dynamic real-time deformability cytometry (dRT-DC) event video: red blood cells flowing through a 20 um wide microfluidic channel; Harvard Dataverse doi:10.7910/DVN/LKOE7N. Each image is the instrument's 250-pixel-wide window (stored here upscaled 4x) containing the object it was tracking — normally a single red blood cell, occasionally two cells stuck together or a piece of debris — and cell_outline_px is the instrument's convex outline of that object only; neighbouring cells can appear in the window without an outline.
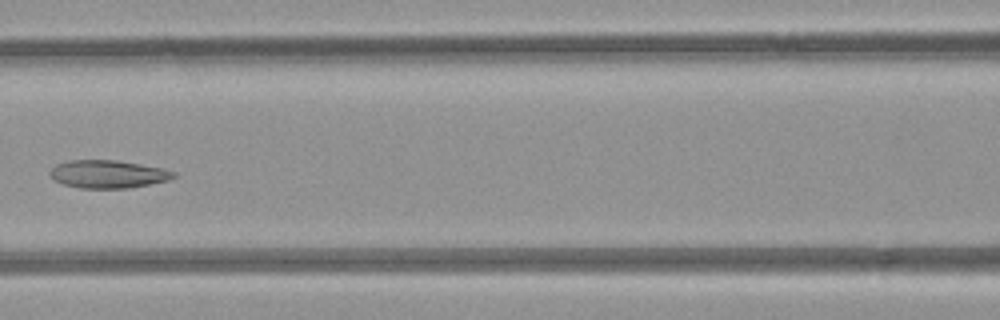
{"species": "common noctule bat (a hibernating species)", "species_latin": "Nyctalus noctula", "temperature_condition": "room temperature", "stored_images_in_passage": 7, "camera_frame_rate_fps": 3000, "um_per_image_px": 0.085, "animal": {"sex": "female", "body_mass_g": 21.9}, "frame": {"image": 1, "passage_image": 7, "time_ms": 6.667, "image_size_px": [1000, 320], "cell_outline_px": [[176, 176], [168, 180], [128, 188], [80, 188], [64, 184], [52, 180], [48, 176], [48, 172], [56, 164], [68, 160], [116, 160], [140, 164], [160, 168], [176, 172]], "centroid_in_image_um": [9.11, 14.8], "position_along_channel_um": 157.5, "area_um2": 20.11}}